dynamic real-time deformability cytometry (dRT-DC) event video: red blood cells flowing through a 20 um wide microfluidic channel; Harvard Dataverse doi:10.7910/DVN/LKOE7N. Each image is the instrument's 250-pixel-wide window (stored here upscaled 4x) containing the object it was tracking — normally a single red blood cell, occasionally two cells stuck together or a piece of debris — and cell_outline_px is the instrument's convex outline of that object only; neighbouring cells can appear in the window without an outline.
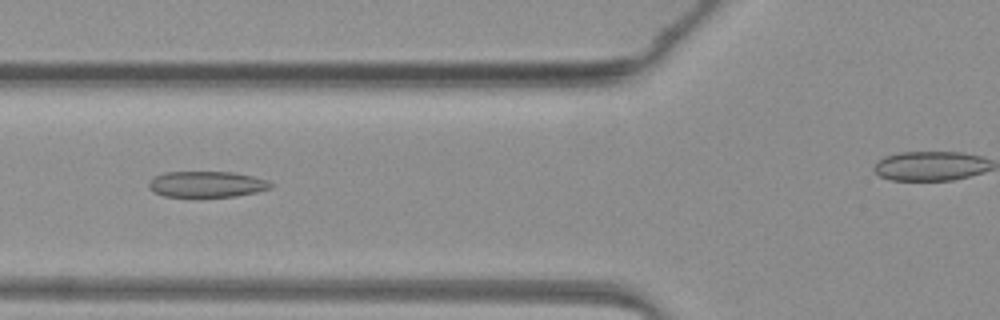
{"species": "common noctule bat (a hibernating species)", "species_latin": "Nyctalus noctula", "temperature_condition": "warm", "stored_images_in_passage": 29, "camera_frame_rate_fps": 3000, "um_per_image_px": 0.085, "animal": {"sex": "female", "body_mass_g": 19.3, "forearm_length_mm": 54.1}, "frame": {"image": 1, "passage_image": 6, "time_ms": 1.667, "image_size_px": [1000, 320], "cell_outline_px": [[272, 188], [256, 192], [236, 196], [196, 200], [164, 196], [152, 192], [148, 188], [148, 184], [152, 176], [164, 172], [232, 172], [252, 176], [268, 180], [272, 184]], "centroid_in_image_um": [17.5, 15.71], "position_along_channel_um": 108.3, "area_um2": 19.54}}
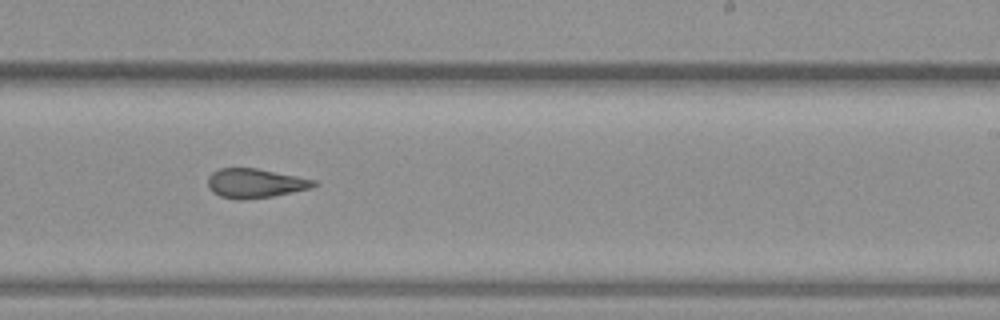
{"frame": {"image": 2, "passage_image": 17, "time_ms": 5.333, "image_size_px": [1000, 320], "cell_outline_px": [[316, 184], [312, 188], [272, 196], [240, 200], [236, 200], [220, 196], [212, 192], [208, 188], [208, 176], [212, 172], [220, 168], [256, 168], [316, 180]], "centroid_in_image_um": [21.65, 15.58], "position_along_channel_um": 267.4, "area_um2": 18.03}}
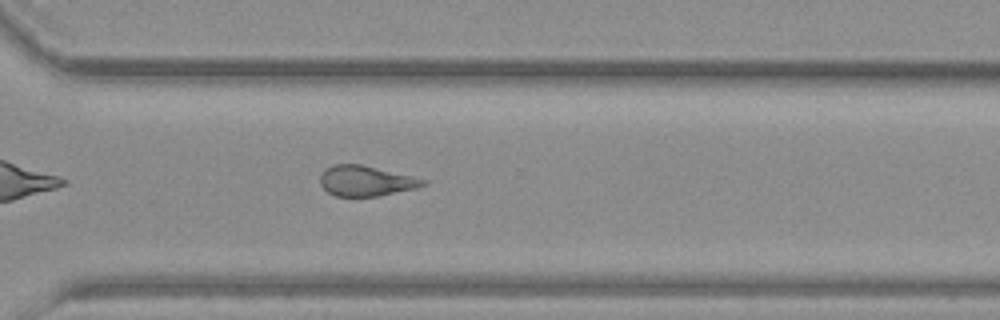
{"frame": {"image": 3, "passage_image": 22, "time_ms": 7.0, "image_size_px": [1000, 320], "cell_outline_px": [[428, 180], [424, 184], [416, 188], [376, 196], [336, 196], [328, 192], [320, 184], [320, 176], [332, 164], [360, 164], [412, 176]], "centroid_in_image_um": [31.08, 15.37], "position_along_channel_um": 339.5, "area_um2": 17.86}}